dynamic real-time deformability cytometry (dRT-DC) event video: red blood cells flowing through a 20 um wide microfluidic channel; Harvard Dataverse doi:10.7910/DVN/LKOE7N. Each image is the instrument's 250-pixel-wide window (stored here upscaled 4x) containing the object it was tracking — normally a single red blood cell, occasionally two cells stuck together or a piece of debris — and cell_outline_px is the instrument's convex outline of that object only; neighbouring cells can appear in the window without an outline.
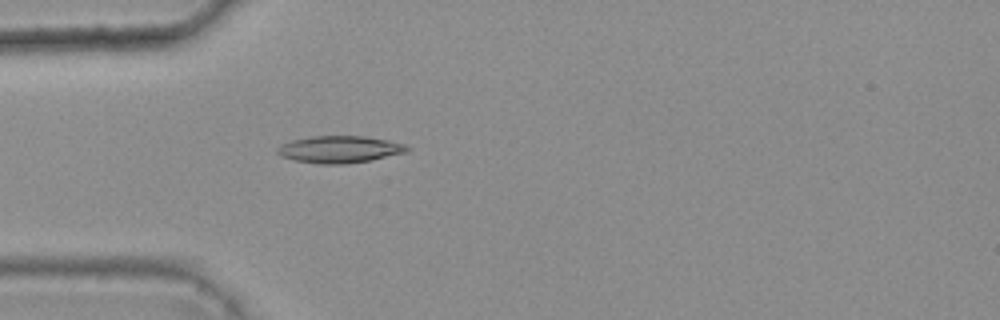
{"species": "common noctule bat (a hibernating species)", "species_latin": "Nyctalus noctula", "temperature_condition": "warm", "stored_images_in_passage": 5, "camera_frame_rate_fps": 3000, "um_per_image_px": 0.085, "animal": {"sex": "female", "body_mass_g": 25.1}, "frame": {"image": 1, "passage_image": 5, "time_ms": 1.333, "image_size_px": [1000, 320], "cell_outline_px": [[412, 148], [408, 152], [372, 160], [344, 164], [320, 164], [296, 160], [280, 156], [276, 152], [276, 148], [280, 144], [292, 140], [312, 136], [364, 136], [388, 140], [404, 144]], "centroid_in_image_um": [28.88, 12.69], "position_along_channel_um": 56.1, "area_um2": 20.58}}